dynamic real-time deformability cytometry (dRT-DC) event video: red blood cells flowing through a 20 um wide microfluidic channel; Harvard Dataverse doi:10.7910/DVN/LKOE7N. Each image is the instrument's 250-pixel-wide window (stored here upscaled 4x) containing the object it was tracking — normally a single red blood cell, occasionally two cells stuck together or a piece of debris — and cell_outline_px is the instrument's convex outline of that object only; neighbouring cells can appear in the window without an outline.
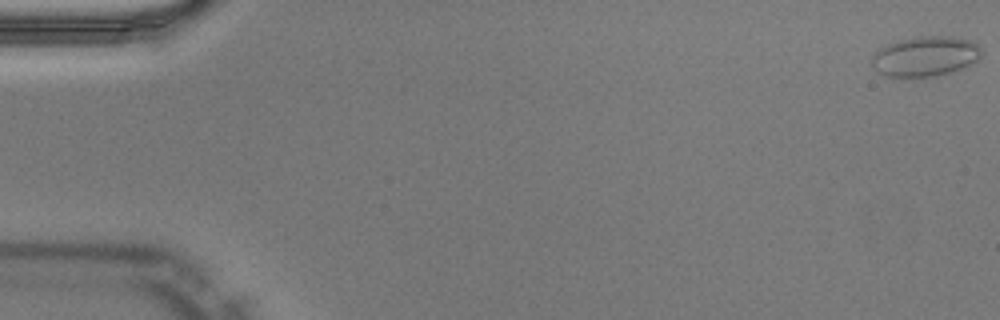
{"species": "Egyptian fruit bat (a non-hibernating species)", "species_latin": "Rousettus aegyptiacus", "temperature_condition": "warm", "stored_images_in_passage": 51, "camera_frame_rate_fps": 3000, "um_per_image_px": 0.085, "animal": {"sex": "male"}, "frame": {"image": 1, "passage_image": 1, "time_ms": 0.0, "image_size_px": [1000, 320], "cell_outline_px": [[980, 56], [976, 60], [960, 68], [948, 72], [928, 76], [888, 76], [876, 72], [872, 64], [872, 56], [880, 48], [888, 44], [900, 40], [916, 36], [952, 36], [968, 40], [976, 44], [980, 48]], "centroid_in_image_um": [78.6, 4.76], "position_along_channel_um": 6.4, "area_um2": 24.97}}
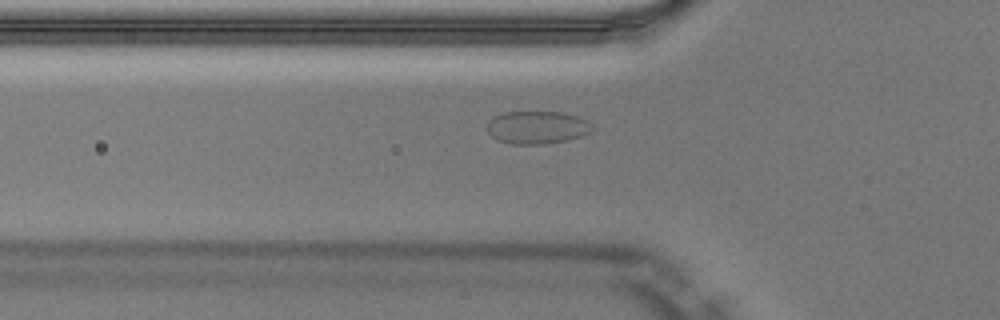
{"frame": {"image": 2, "passage_image": 18, "time_ms": 5.667, "image_size_px": [1000, 320], "cell_outline_px": [[596, 128], [592, 132], [584, 136], [568, 140], [544, 144], [512, 144], [500, 140], [492, 136], [488, 132], [488, 120], [504, 112], [560, 112], [576, 116], [588, 120]], "centroid_in_image_um": [45.73, 10.83], "position_along_channel_um": 80.1, "area_um2": 20.23}}
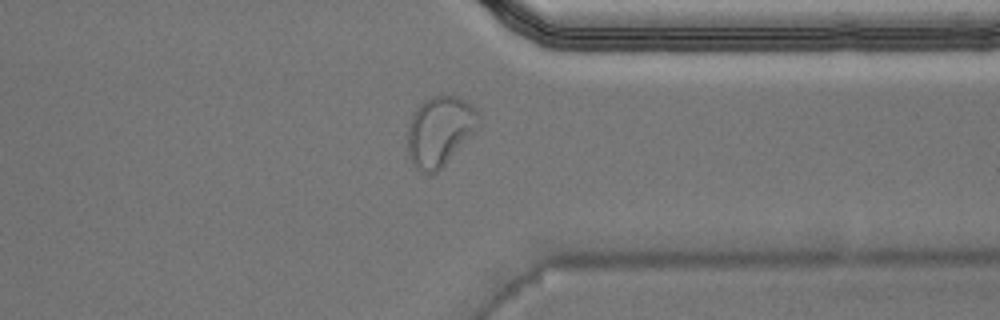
{"frame": {"image": 3, "passage_image": 40, "time_ms": 13.0, "image_size_px": [1000, 320], "cell_outline_px": [[480, 128], [432, 176], [428, 176], [416, 168], [412, 164], [408, 156], [408, 124], [416, 108], [424, 100], [432, 96], [456, 96], [468, 100], [480, 112]], "centroid_in_image_um": [37.41, 11.14], "position_along_channel_um": 374.0, "area_um2": 29.42}}